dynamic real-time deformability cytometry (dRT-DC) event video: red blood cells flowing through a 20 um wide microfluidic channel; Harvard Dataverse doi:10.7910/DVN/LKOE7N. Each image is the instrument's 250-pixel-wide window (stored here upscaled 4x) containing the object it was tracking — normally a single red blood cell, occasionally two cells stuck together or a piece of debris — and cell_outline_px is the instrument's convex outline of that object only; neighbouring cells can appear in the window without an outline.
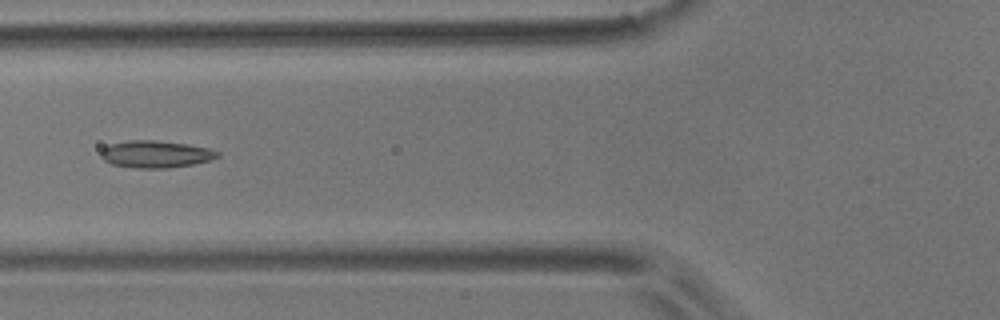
{"species": "common noctule bat (a hibernating species)", "species_latin": "Nyctalus noctula", "temperature_condition": "room temperature", "stored_images_in_passage": 8, "camera_frame_rate_fps": 3000, "um_per_image_px": 0.085, "animal": {"sex": "male", "body_mass_g": 17.9}, "frame": {"image": 1, "passage_image": 4, "time_ms": 3.333, "image_size_px": [1000, 320], "cell_outline_px": [[220, 156], [208, 160], [192, 164], [168, 168], [136, 168], [112, 164], [104, 160], [100, 156], [100, 152], [104, 148], [112, 144], [128, 140], [156, 140], [188, 144], [208, 148], [220, 152]], "centroid_in_image_um": [13.23, 13.1], "position_along_channel_um": 112.6, "area_um2": 18.32}}
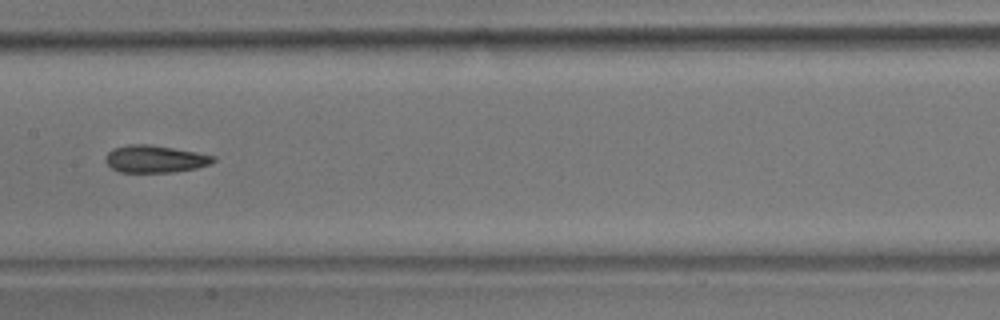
{"frame": {"image": 2, "passage_image": 6, "time_ms": 5.667, "image_size_px": [1000, 320], "cell_outline_px": [[216, 160], [208, 164], [196, 168], [172, 172], [120, 172], [112, 168], [104, 160], [104, 156], [112, 148], [128, 144], [148, 144], [196, 152], [216, 156]], "centroid_in_image_um": [13.14, 13.5], "position_along_channel_um": 194.3, "area_um2": 17.11}}
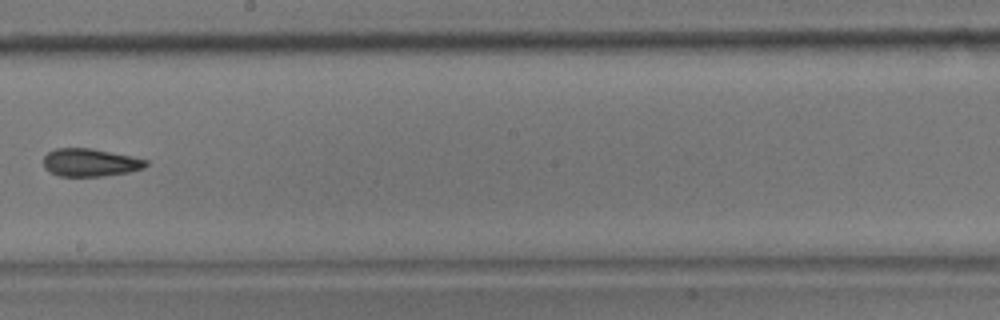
{"frame": {"image": 3, "passage_image": 7, "time_ms": 7.0, "image_size_px": [1000, 320], "cell_outline_px": [[148, 164], [144, 168], [128, 172], [104, 176], [60, 176], [44, 168], [44, 156], [48, 152], [56, 148], [92, 148], [132, 156], [148, 160]], "centroid_in_image_um": [7.68, 13.81], "position_along_channel_um": 240.5, "area_um2": 16.65}}